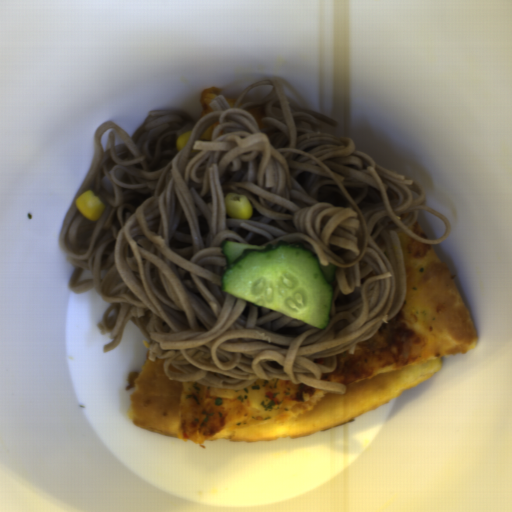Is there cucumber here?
<instances>
[{"label": "cucumber", "mask_w": 512, "mask_h": 512, "mask_svg": "<svg viewBox=\"0 0 512 512\" xmlns=\"http://www.w3.org/2000/svg\"><path fill=\"white\" fill-rule=\"evenodd\" d=\"M222 291L318 330L329 325L333 263L322 266L302 244L223 241Z\"/></svg>", "instance_id": "obj_1"}]
</instances>
